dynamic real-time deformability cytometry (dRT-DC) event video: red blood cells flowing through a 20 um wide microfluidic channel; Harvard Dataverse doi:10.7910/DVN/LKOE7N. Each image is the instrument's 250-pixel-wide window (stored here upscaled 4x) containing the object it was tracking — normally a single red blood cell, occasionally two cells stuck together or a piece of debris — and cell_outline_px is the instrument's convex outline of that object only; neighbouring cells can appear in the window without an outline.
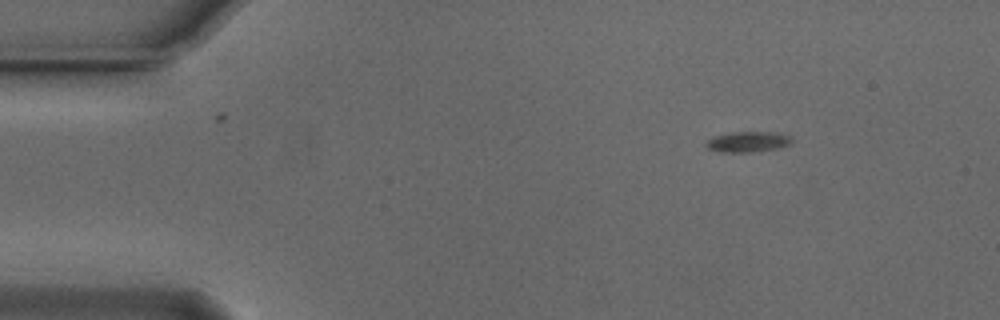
{"species": "Egyptian fruit bat (a non-hibernating species)", "species_latin": "Rousettus aegyptiacus", "temperature_condition": "cold", "stored_images_in_passage": 55, "camera_frame_rate_fps": 3000, "um_per_image_px": 0.085, "animal": {"sex": "male"}, "frame": {"image": 1, "passage_image": 8, "time_ms": 2.333, "image_size_px": [1000, 320], "cell_outline_px": [[792, 144], [776, 148], [748, 152], [720, 152], [708, 148], [704, 144], [712, 136], [732, 132], [776, 132], [788, 136], [792, 140]], "centroid_in_image_um": [63.53, 12.04], "position_along_channel_um": 21.5, "area_um2": 10.17}}
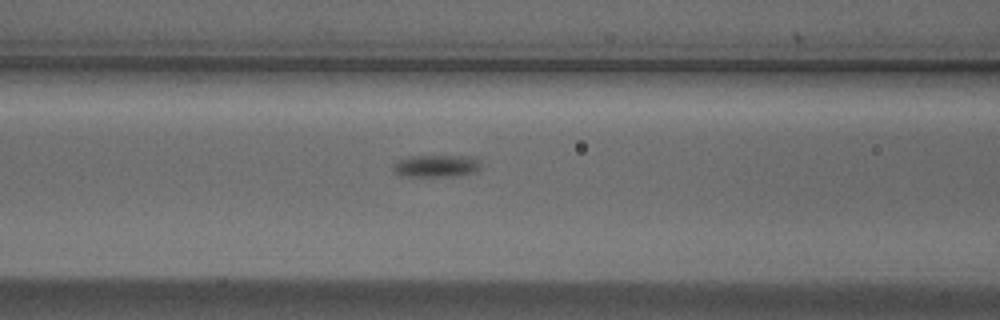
{"frame": {"image": 2, "passage_image": 23, "time_ms": 7.333, "image_size_px": [1000, 320], "cell_outline_px": [[480, 168], [476, 172], [460, 176], [400, 176], [392, 168], [392, 164], [408, 156], [472, 156], [480, 160]], "centroid_in_image_um": [37.11, 14.11], "position_along_channel_um": 129.5, "area_um2": 11.5}}
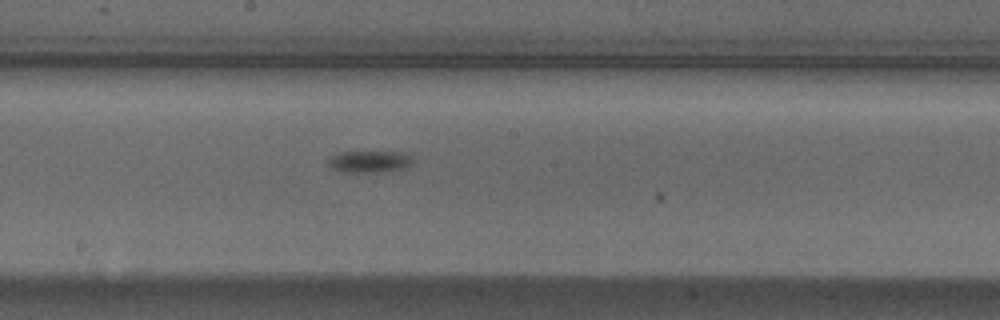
{"frame": {"image": 3, "passage_image": 30, "time_ms": 9.667, "image_size_px": [1000, 320], "cell_outline_px": [[412, 164], [404, 168], [380, 172], [340, 172], [332, 168], [328, 164], [328, 160], [332, 156], [340, 152], [404, 152], [412, 156]], "centroid_in_image_um": [31.41, 13.74], "position_along_channel_um": 216.8, "area_um2": 10.75}}